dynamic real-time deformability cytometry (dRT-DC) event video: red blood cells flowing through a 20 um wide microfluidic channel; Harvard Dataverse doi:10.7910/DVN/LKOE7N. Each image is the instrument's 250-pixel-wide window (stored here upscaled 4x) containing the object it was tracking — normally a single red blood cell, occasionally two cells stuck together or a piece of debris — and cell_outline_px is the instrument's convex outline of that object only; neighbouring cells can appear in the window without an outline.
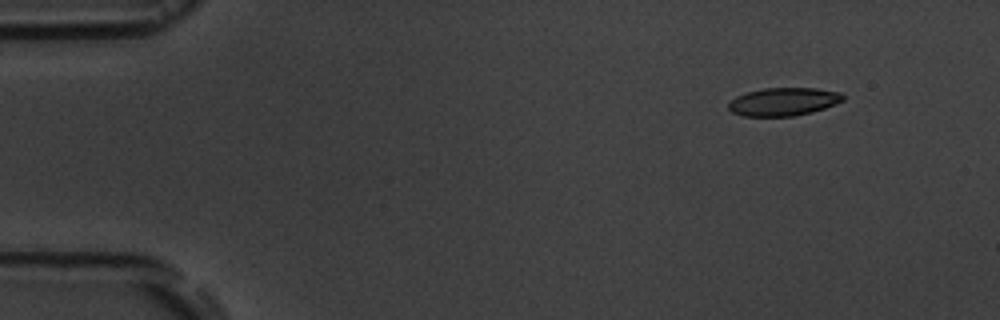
{"species": "common noctule bat (a hibernating species)", "species_latin": "Nyctalus noctula", "temperature_condition": "room temperature", "stored_images_in_passage": 3, "camera_frame_rate_fps": 3000, "um_per_image_px": 0.085, "animal": {"sex": "male", "body_mass_g": 19.5, "forearm_length_mm": 54.6}, "frame": {"image": 1, "passage_image": 1, "time_ms": 0.0, "image_size_px": [1000, 320], "cell_outline_px": [[844, 100], [836, 104], [812, 112], [792, 116], [744, 116], [732, 112], [728, 108], [728, 104], [736, 96], [748, 92], [764, 88], [816, 88], [840, 92], [844, 96]], "centroid_in_image_um": [66.61, 8.64], "position_along_channel_um": 18.4, "area_um2": 18.67}}